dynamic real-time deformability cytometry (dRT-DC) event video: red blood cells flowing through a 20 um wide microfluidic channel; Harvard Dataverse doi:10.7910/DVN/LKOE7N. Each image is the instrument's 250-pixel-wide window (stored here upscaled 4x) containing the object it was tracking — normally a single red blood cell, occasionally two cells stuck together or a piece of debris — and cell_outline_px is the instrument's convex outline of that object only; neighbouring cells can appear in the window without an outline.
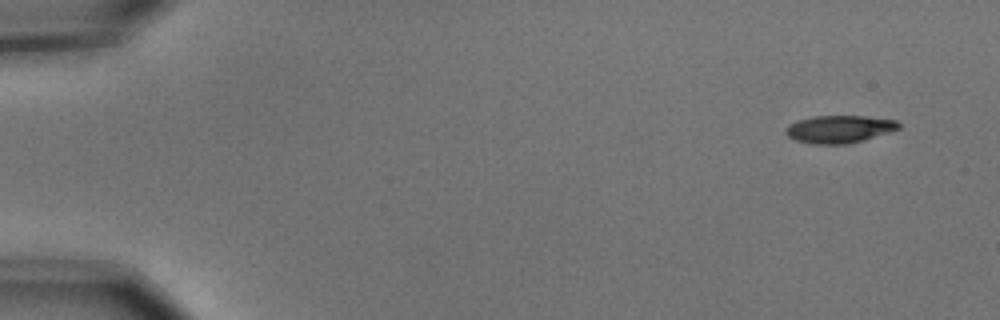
{"species": "common noctule bat (a hibernating species)", "species_latin": "Nyctalus noctula", "temperature_condition": "cold", "stored_images_in_passage": 5, "camera_frame_rate_fps": 3000, "um_per_image_px": 0.085, "animal": {"sex": "male", "body_mass_g": 15.6}, "frame": {"image": 1, "passage_image": 1, "time_ms": 0.0, "image_size_px": [1000, 320], "cell_outline_px": [[900, 128], [864, 140], [844, 144], [816, 144], [796, 140], [788, 136], [784, 132], [784, 128], [800, 120], [812, 116], [864, 116], [896, 120], [900, 124]], "centroid_in_image_um": [71.34, 10.97], "position_along_channel_um": 13.7, "area_um2": 17.92}}
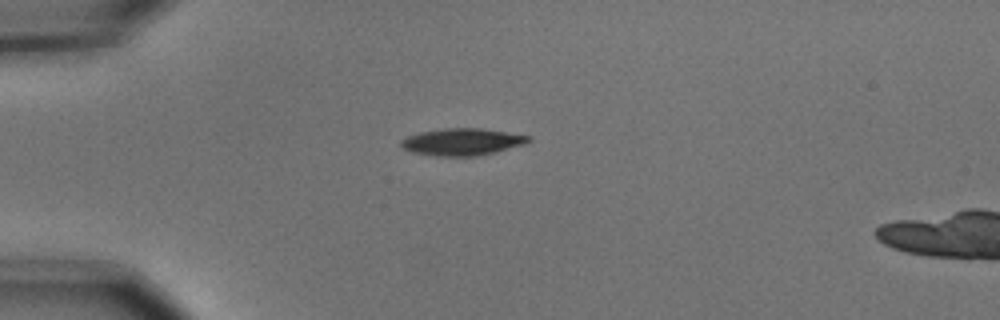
{"frame": {"image": 2, "passage_image": 4, "time_ms": 1.0, "image_size_px": [1000, 320], "cell_outline_px": [[532, 140], [524, 144], [496, 152], [476, 156], [436, 156], [412, 152], [404, 148], [400, 144], [400, 140], [408, 136], [420, 132], [444, 128], [480, 128], [532, 136]], "centroid_in_image_um": [39.3, 12.06], "position_along_channel_um": 45.7, "area_um2": 20.06}}